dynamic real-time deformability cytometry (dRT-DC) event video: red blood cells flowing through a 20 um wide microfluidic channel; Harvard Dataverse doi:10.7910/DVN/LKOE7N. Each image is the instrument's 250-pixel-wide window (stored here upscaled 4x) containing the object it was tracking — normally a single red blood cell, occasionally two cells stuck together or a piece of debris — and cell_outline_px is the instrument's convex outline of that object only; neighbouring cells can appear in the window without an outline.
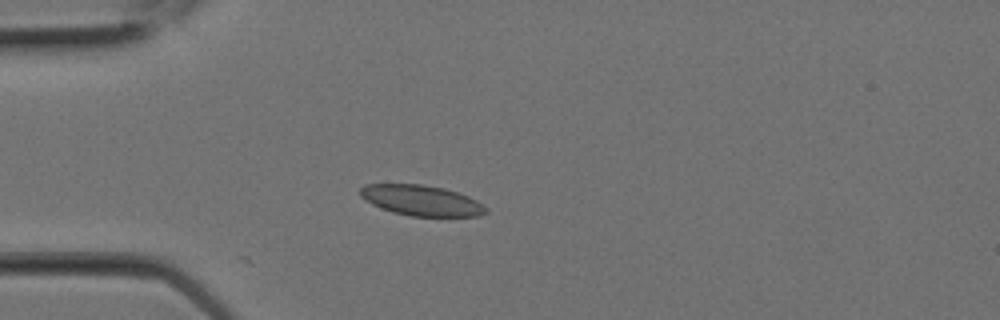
{"species": "Egyptian fruit bat (a non-hibernating species)", "species_latin": "Rousettus aegyptiacus", "temperature_condition": "room temperature", "stored_images_in_passage": 6, "camera_frame_rate_fps": 3000, "um_per_image_px": 0.085, "animal": {"sex": "female"}, "frame": {"image": 1, "passage_image": 4, "time_ms": 1.0, "image_size_px": [1000, 320], "cell_outline_px": [[488, 212], [480, 216], [412, 216], [392, 212], [380, 208], [372, 204], [360, 196], [360, 188], [364, 184], [424, 184], [444, 188], [468, 196], [476, 200], [488, 208]], "centroid_in_image_um": [35.82, 17.03], "position_along_channel_um": 49.2, "area_um2": 22.43}}
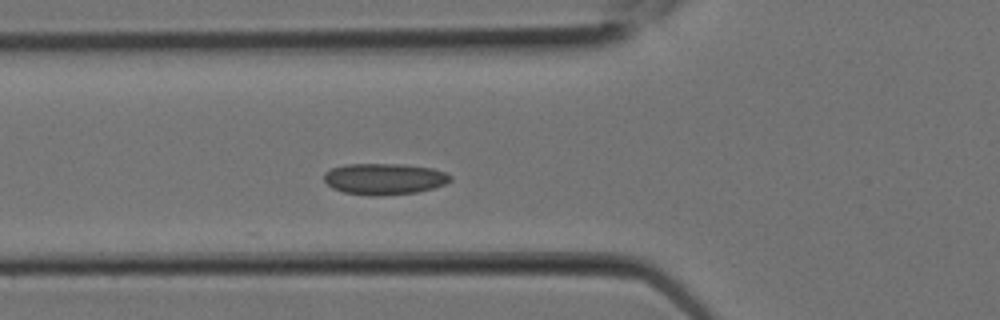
{"frame": {"image": 2, "passage_image": 6, "time_ms": 1.667, "image_size_px": [1000, 320], "cell_outline_px": [[452, 180], [444, 184], [432, 188], [416, 192], [376, 196], [344, 192], [332, 188], [324, 180], [324, 172], [332, 168], [344, 164], [404, 164], [432, 168], [444, 172], [452, 176]], "centroid_in_image_um": [32.65, 15.19], "position_along_channel_um": 93.1, "area_um2": 22.95}}